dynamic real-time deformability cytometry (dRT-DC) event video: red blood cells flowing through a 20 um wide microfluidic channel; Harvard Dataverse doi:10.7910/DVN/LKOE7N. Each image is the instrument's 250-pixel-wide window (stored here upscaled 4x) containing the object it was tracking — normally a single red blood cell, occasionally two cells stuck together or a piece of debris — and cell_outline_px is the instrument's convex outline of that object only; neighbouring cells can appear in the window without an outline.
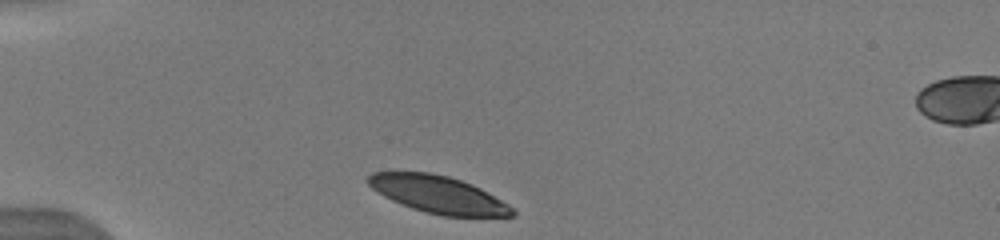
{"species": "human", "species_latin": "Homo sapiens", "temperature_condition": "warm", "stored_images_in_passage": 8, "camera_frame_rate_fps": 3000, "um_per_image_px": 0.085, "donor": {"sex": "male"}, "frame": {"image": 1, "passage_image": 1, "time_ms": 0.0, "image_size_px": [1000, 240], "cell_outline_px": [[516, 216], [444, 216], [424, 212], [412, 208], [392, 200], [384, 196], [372, 188], [364, 180], [372, 172], [432, 172], [448, 176], [472, 184], [480, 188], [508, 204], [516, 212]], "centroid_in_image_um": [37.23, 16.52], "position_along_channel_um": 47.8, "area_um2": 31.21}}
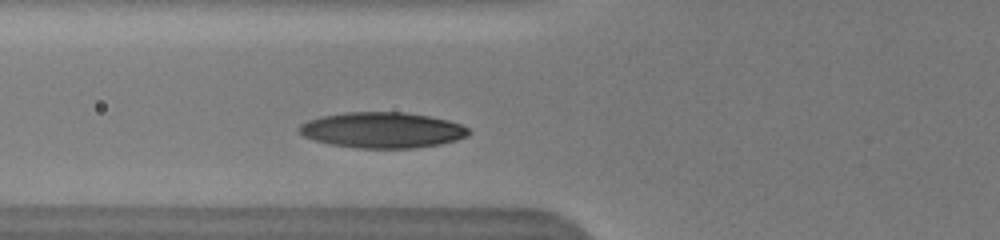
{"frame": {"image": 2, "passage_image": 7, "time_ms": 2.0, "image_size_px": [1000, 240], "cell_outline_px": [[472, 132], [468, 136], [456, 140], [440, 144], [416, 148], [356, 148], [332, 144], [316, 140], [304, 136], [296, 128], [300, 124], [308, 120], [324, 116], [348, 112], [404, 112], [428, 116], [448, 120], [460, 124], [468, 128]], "centroid_in_image_um": [32.52, 11.06], "position_along_channel_um": 93.3, "area_um2": 35.2}}